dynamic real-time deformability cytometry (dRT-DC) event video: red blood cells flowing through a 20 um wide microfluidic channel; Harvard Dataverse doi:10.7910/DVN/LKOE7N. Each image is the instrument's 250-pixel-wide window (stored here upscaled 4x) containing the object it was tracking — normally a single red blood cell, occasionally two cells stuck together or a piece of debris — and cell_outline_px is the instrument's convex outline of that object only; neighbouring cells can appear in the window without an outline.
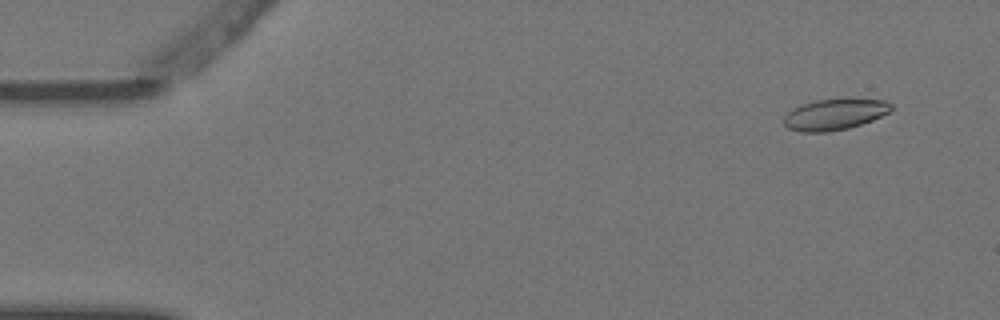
{"species": "Egyptian fruit bat (a non-hibernating species)", "species_latin": "Rousettus aegyptiacus", "temperature_condition": "warm", "stored_images_in_passage": 5, "camera_frame_rate_fps": 3000, "um_per_image_px": 0.085, "animal": {"sex": "female"}, "frame": {"image": 1, "passage_image": 1, "time_ms": 0.0, "image_size_px": [1000, 320], "cell_outline_px": [[892, 108], [888, 112], [872, 120], [848, 128], [828, 132], [800, 132], [788, 128], [784, 124], [784, 116], [792, 108], [816, 100], [848, 96], [884, 100], [892, 104]], "centroid_in_image_um": [70.96, 9.68], "position_along_channel_um": 14.0, "area_um2": 19.94}}
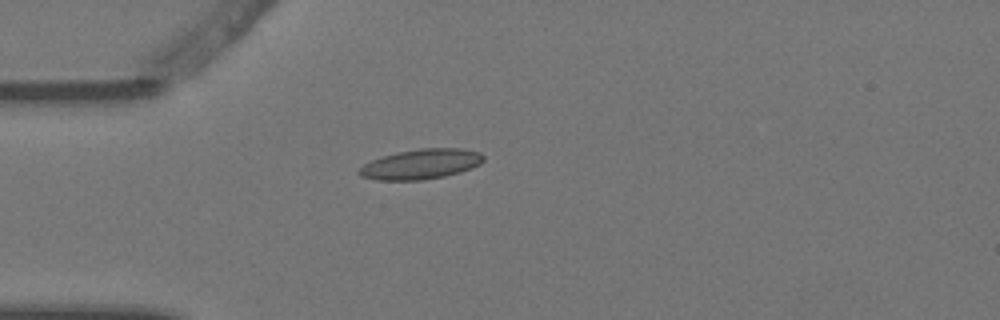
{"frame": {"image": 2, "passage_image": 4, "time_ms": 1.0, "image_size_px": [1000, 320], "cell_outline_px": [[484, 160], [480, 164], [472, 168], [460, 172], [444, 176], [424, 180], [376, 180], [360, 176], [356, 172], [364, 164], [372, 160], [396, 152], [420, 148], [460, 148], [480, 152], [484, 156]], "centroid_in_image_um": [35.78, 13.95], "position_along_channel_um": 49.2, "area_um2": 21.85}}